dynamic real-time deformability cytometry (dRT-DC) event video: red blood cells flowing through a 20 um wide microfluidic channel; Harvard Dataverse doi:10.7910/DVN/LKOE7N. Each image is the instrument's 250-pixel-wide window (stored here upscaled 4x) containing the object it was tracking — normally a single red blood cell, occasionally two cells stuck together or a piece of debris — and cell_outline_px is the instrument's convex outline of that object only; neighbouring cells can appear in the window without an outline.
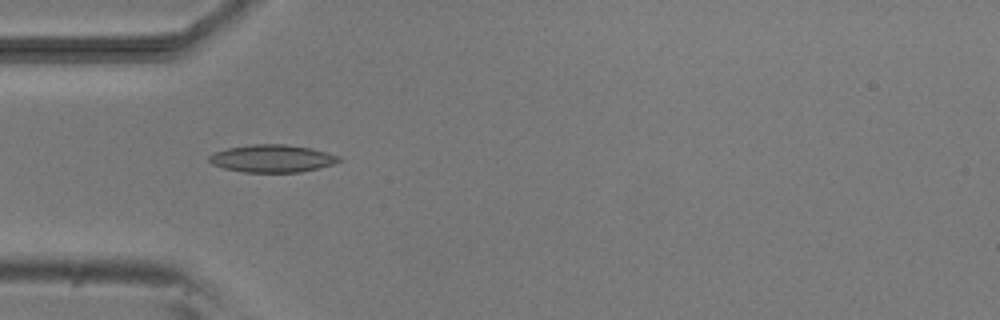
{"species": "common noctule bat (a hibernating species)", "species_latin": "Nyctalus noctula", "temperature_condition": "room temperature", "stored_images_in_passage": 5, "camera_frame_rate_fps": 3000, "um_per_image_px": 0.085, "animal": {"sex": "male", "body_mass_g": 20.5, "forearm_length_mm": 52.5}, "frame": {"image": 1, "passage_image": 4, "time_ms": 3.667, "image_size_px": [1000, 320], "cell_outline_px": [[344, 160], [332, 164], [300, 172], [244, 172], [224, 168], [212, 164], [208, 160], [208, 156], [212, 152], [228, 148], [252, 144], [284, 144], [312, 148], [340, 156]], "centroid_in_image_um": [23.12, 13.46], "position_along_channel_um": 61.9, "area_um2": 20.87}}
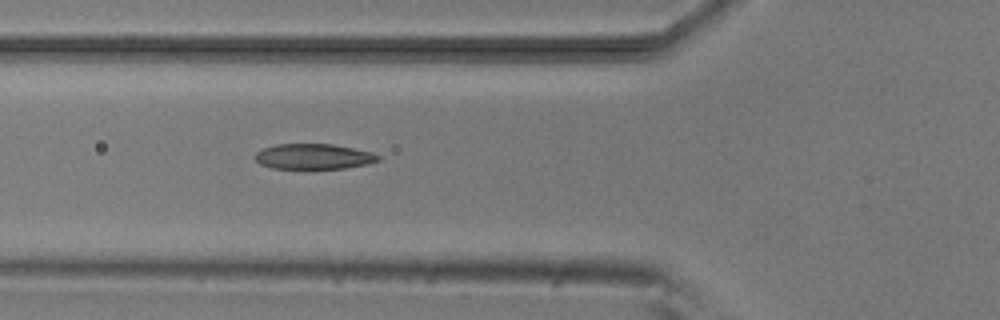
{"frame": {"image": 2, "passage_image": 5, "time_ms": 4.667, "image_size_px": [1000, 320], "cell_outline_px": [[380, 160], [368, 164], [344, 168], [308, 172], [272, 168], [260, 164], [252, 156], [256, 152], [264, 148], [276, 144], [332, 144], [372, 152], [380, 156]], "centroid_in_image_um": [26.61, 13.36], "position_along_channel_um": 99.2, "area_um2": 19.19}}